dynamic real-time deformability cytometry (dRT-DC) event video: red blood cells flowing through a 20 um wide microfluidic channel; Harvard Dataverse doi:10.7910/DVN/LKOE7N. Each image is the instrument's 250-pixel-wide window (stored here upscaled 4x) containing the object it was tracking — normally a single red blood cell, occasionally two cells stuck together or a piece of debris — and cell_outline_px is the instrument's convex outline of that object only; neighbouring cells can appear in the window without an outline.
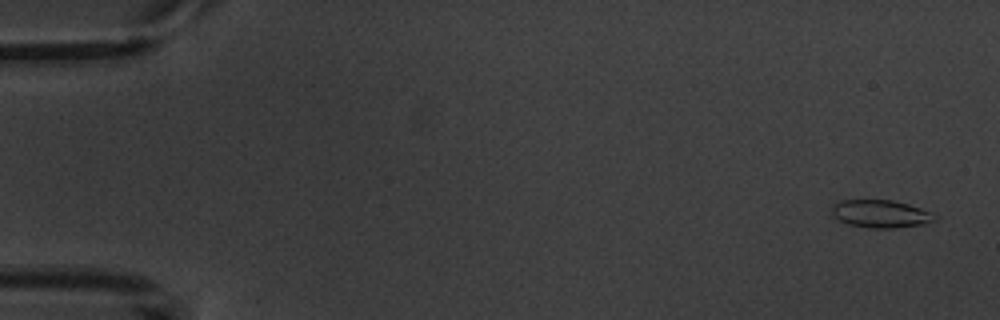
{"species": "common noctule bat (a hibernating species)", "species_latin": "Nyctalus noctula", "temperature_condition": "warm", "stored_images_in_passage": 5, "camera_frame_rate_fps": 3000, "um_per_image_px": 0.085, "animal": {"sex": "male", "body_mass_g": 20.1, "forearm_length_mm": 53.5}, "frame": {"image": 1, "passage_image": 1, "time_ms": 0.0, "image_size_px": [1000, 320], "cell_outline_px": [[940, 216], [936, 220], [924, 224], [892, 228], [868, 228], [848, 224], [840, 220], [832, 212], [832, 204], [840, 200], [892, 200], [908, 204], [932, 212]], "centroid_in_image_um": [74.9, 18.17], "position_along_channel_um": 10.1, "area_um2": 16.7}}